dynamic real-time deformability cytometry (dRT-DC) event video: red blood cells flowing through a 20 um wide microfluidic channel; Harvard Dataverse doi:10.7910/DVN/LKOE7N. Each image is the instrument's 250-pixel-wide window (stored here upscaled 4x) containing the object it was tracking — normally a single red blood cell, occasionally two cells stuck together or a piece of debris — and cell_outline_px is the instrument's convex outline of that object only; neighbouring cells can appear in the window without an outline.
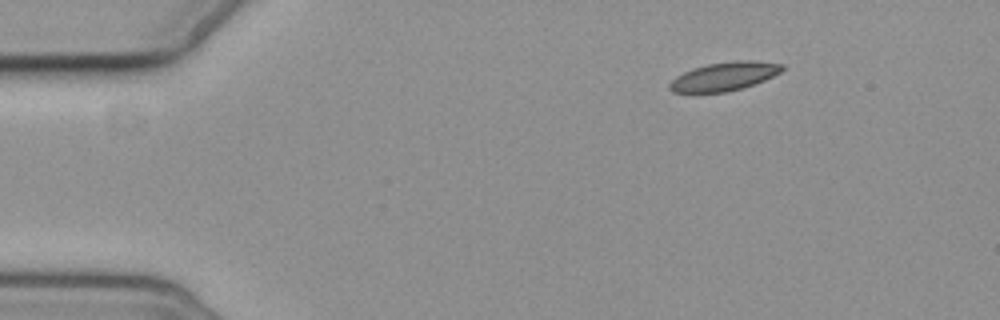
{"species": "common noctule bat (a hibernating species)", "species_latin": "Nyctalus noctula", "temperature_condition": "cold", "stored_images_in_passage": 7, "camera_frame_rate_fps": 3000, "um_per_image_px": 0.085, "animal": {"sex": "female", "body_mass_g": 19.3, "forearm_length_mm": 54.1}, "frame": {"image": 1, "passage_image": 1, "time_ms": 0.0, "image_size_px": [1000, 320], "cell_outline_px": [[784, 68], [780, 72], [764, 80], [744, 88], [728, 92], [672, 92], [668, 88], [668, 84], [676, 76], [692, 68], [708, 64], [736, 60], [756, 60], [784, 64]], "centroid_in_image_um": [61.57, 6.49], "position_along_channel_um": 23.4, "area_um2": 18.84}}
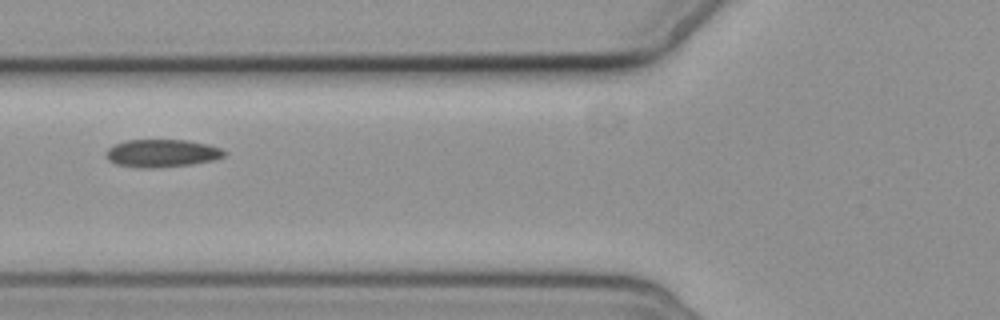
{"frame": {"image": 2, "passage_image": 5, "time_ms": 4.667, "image_size_px": [1000, 320], "cell_outline_px": [[224, 156], [212, 160], [192, 164], [152, 168], [140, 168], [116, 164], [108, 160], [108, 148], [116, 144], [128, 140], [188, 140], [208, 144], [220, 148], [224, 152]], "centroid_in_image_um": [13.77, 13.02], "position_along_channel_um": 112.0, "area_um2": 18.84}}
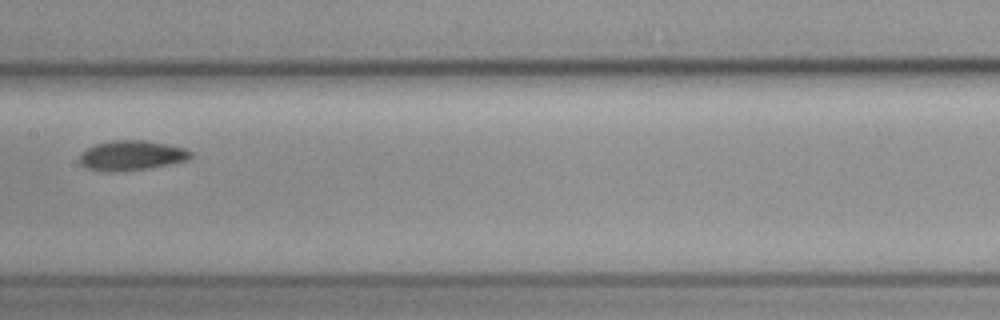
{"frame": {"image": 3, "passage_image": 7, "time_ms": 7.0, "image_size_px": [1000, 320], "cell_outline_px": [[192, 156], [188, 160], [148, 168], [112, 172], [100, 172], [88, 168], [80, 164], [80, 156], [88, 148], [96, 144], [112, 140], [144, 140], [168, 144], [188, 148], [192, 152]], "centroid_in_image_um": [11.21, 13.21], "position_along_channel_um": 196.2, "area_um2": 19.36}}